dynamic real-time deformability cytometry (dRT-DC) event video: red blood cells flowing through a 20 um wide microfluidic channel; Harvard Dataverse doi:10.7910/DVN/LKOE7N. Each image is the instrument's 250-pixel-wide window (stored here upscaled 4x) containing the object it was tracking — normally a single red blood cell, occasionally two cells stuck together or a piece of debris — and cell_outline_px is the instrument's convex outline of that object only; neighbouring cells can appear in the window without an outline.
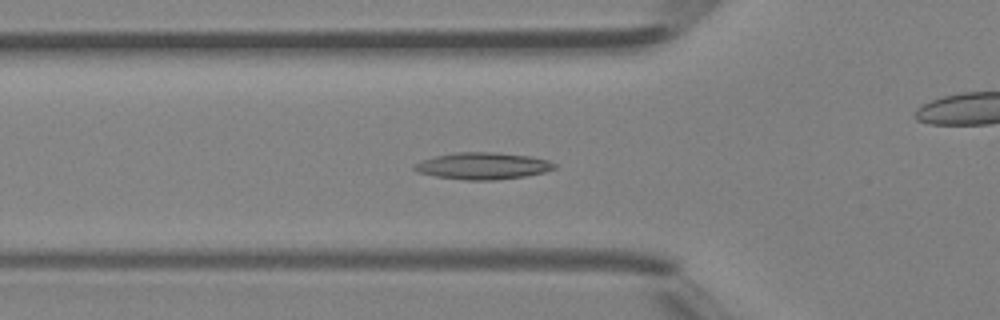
{"species": "Egyptian fruit bat (a non-hibernating species)", "species_latin": "Rousettus aegyptiacus", "temperature_condition": "room temperature", "stored_images_in_passage": 48, "camera_frame_rate_fps": 3000, "um_per_image_px": 0.085, "animal": {"sex": "female"}, "frame": {"image": 1, "passage_image": 17, "time_ms": 5.333, "image_size_px": [1000, 320], "cell_outline_px": [[556, 168], [544, 172], [524, 176], [496, 180], [464, 180], [436, 176], [416, 172], [412, 168], [412, 164], [420, 160], [436, 156], [456, 152], [496, 152], [528, 156], [548, 160], [556, 164]], "centroid_in_image_um": [40.99, 14.1], "position_along_channel_um": 84.8, "area_um2": 21.96}}
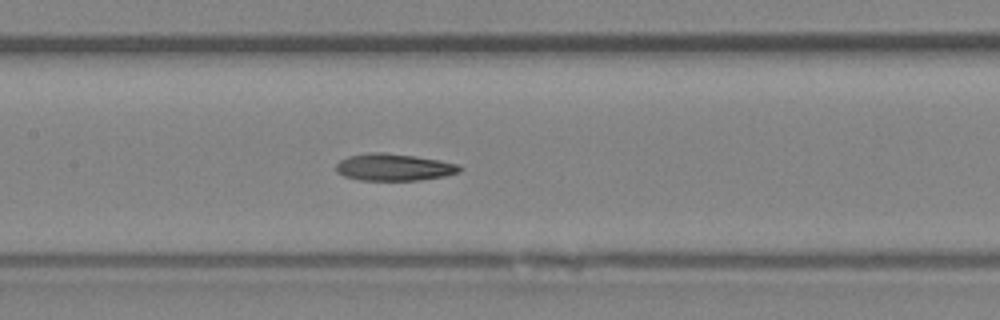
{"frame": {"image": 2, "passage_image": 23, "time_ms": 7.333, "image_size_px": [1000, 320], "cell_outline_px": [[464, 168], [460, 172], [444, 176], [416, 180], [360, 180], [344, 176], [336, 172], [336, 164], [340, 160], [348, 156], [368, 152], [384, 152], [416, 156], [440, 160], [460, 164]], "centroid_in_image_um": [33.5, 14.2], "position_along_channel_um": 173.9, "area_um2": 19.65}}
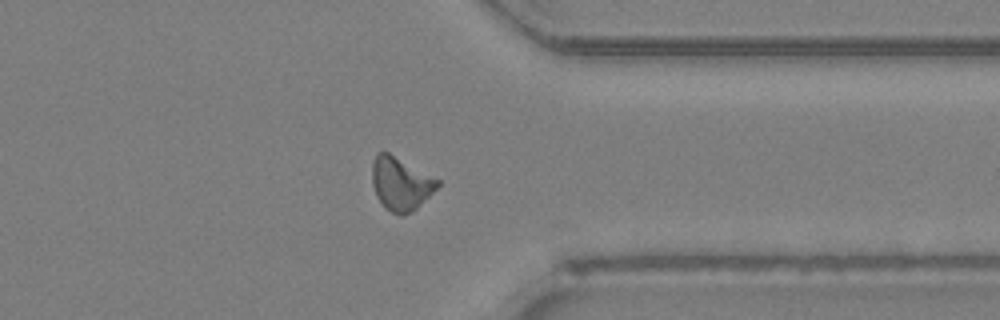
{"frame": {"image": 3, "passage_image": 37, "time_ms": 12.0, "image_size_px": [1000, 320], "cell_outline_px": [[440, 184], [416, 208], [404, 216], [400, 216], [384, 208], [376, 196], [372, 184], [372, 164], [376, 152], [388, 152], [440, 180]], "centroid_in_image_um": [34.02, 15.62], "position_along_channel_um": 377.4, "area_um2": 20.17}, "authors_computed_cell_mechanics": {"area_um2": 19.9121, "velocity_mm_per_s": 4.4651, "shape_relaxation_time_tau1_ms": null, "shape_relaxation_time_tau2_ms": 5.706, "deformation_change_tau1": null, "deformation_change_tau2": 0.179}}